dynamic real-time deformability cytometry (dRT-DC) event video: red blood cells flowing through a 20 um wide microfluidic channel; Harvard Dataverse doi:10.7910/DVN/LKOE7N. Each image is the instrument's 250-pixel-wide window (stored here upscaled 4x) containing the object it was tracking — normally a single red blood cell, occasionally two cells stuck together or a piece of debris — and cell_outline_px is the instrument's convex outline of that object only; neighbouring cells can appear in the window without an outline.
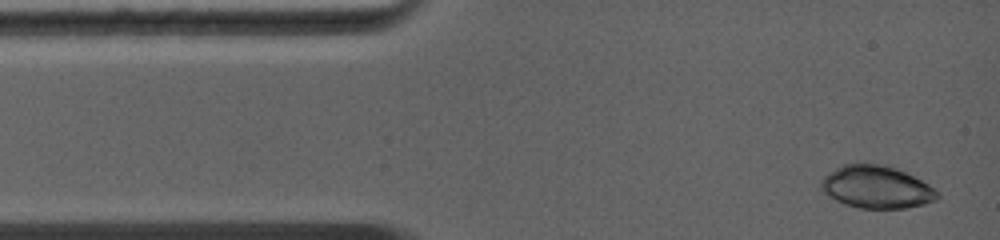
{"species": "common noctule bat (a hibernating species)", "species_latin": "Nyctalus noctula", "temperature_condition": "warm", "stored_images_in_passage": 7, "camera_frame_rate_fps": 5000, "um_per_image_px": 0.085, "animal": {"sex": "female", "body_mass_g": 19.0, "forearm_length_mm": 56.7}, "frame": {"image": 1, "passage_image": 1, "time_ms": 0.0, "image_size_px": [1000, 240], "cell_outline_px": [[940, 196], [936, 200], [924, 204], [904, 208], [860, 208], [844, 204], [828, 196], [820, 188], [820, 180], [824, 176], [836, 168], [844, 164], [876, 164], [896, 168], [928, 184]], "centroid_in_image_um": [74.46, 15.91], "position_along_channel_um": 10.5, "area_um2": 28.44}}
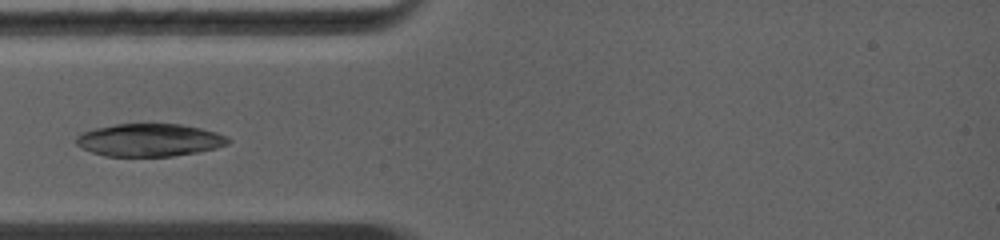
{"frame": {"image": 2, "passage_image": 5, "time_ms": 2.8, "image_size_px": [1000, 240], "cell_outline_px": [[232, 140], [228, 144], [216, 148], [196, 152], [172, 156], [104, 156], [80, 148], [76, 144], [76, 136], [80, 132], [96, 128], [116, 124], [180, 124], [200, 128], [216, 132]], "centroid_in_image_um": [12.67, 11.9], "position_along_channel_um": 72.3, "area_um2": 28.96}}
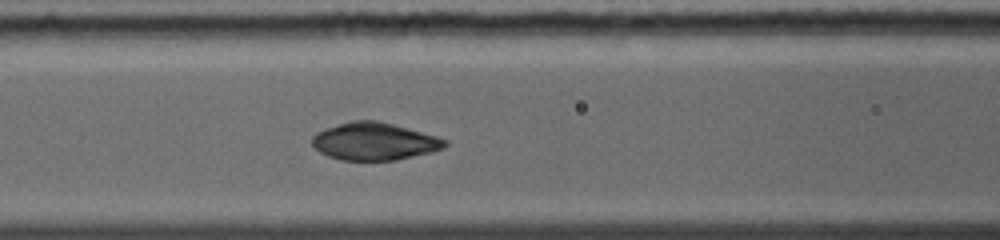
{"frame": {"image": 3, "passage_image": 7, "time_ms": 4.2, "image_size_px": [1000, 240], "cell_outline_px": [[448, 144], [444, 148], [432, 152], [396, 160], [340, 160], [328, 156], [320, 152], [312, 144], [312, 136], [316, 132], [324, 128], [352, 120], [376, 120], [392, 124], [436, 136], [448, 140]], "centroid_in_image_um": [31.81, 12.02], "position_along_channel_um": 134.8, "area_um2": 29.02}}